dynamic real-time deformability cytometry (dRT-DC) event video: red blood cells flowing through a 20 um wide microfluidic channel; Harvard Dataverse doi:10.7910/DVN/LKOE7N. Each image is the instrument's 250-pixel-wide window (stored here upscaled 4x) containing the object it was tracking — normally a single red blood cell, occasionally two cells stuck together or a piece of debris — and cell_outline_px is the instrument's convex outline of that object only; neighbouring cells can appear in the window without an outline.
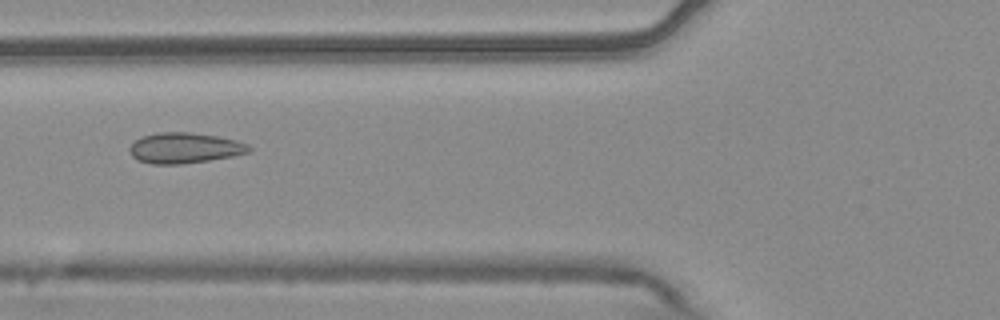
{"species": "common noctule bat (a hibernating species)", "species_latin": "Nyctalus noctula", "temperature_condition": "warm", "stored_images_in_passage": 6, "camera_frame_rate_fps": 3000, "um_per_image_px": 0.085, "animal": {"sex": "male", "body_mass_g": 20.4}, "frame": {"image": 1, "passage_image": 3, "time_ms": 0.667, "image_size_px": [1000, 320], "cell_outline_px": [[252, 152], [232, 156], [208, 160], [180, 164], [152, 164], [140, 160], [132, 156], [128, 148], [136, 140], [144, 136], [156, 132], [192, 132], [216, 136], [236, 140], [248, 144], [252, 148]], "centroid_in_image_um": [15.72, 12.57], "position_along_channel_um": 110.1, "area_um2": 21.21}}
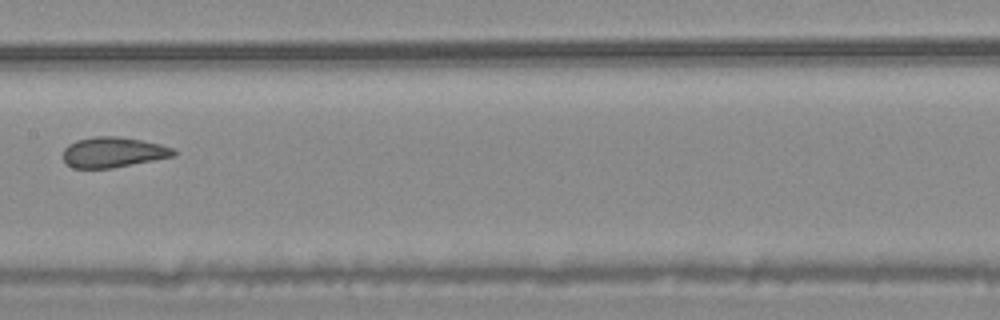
{"frame": {"image": 2, "passage_image": 5, "time_ms": 1.333, "image_size_px": [1000, 320], "cell_outline_px": [[176, 156], [112, 168], [72, 168], [64, 160], [64, 148], [68, 144], [76, 140], [96, 136], [116, 136], [140, 140], [160, 144], [172, 148], [176, 152]], "centroid_in_image_um": [9.62, 12.94], "position_along_channel_um": 197.8, "area_um2": 19.48}}
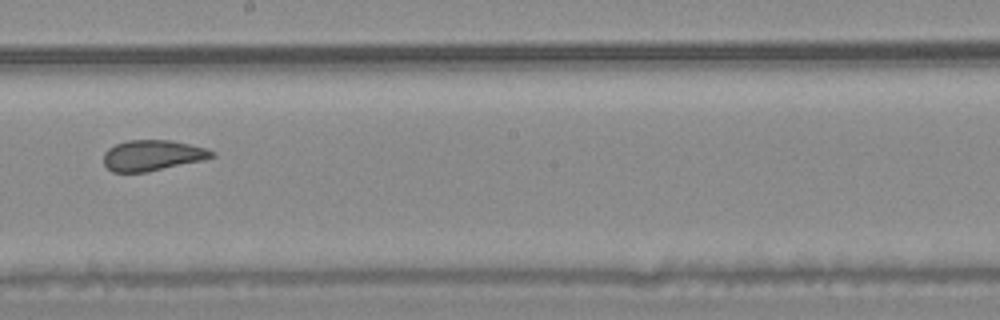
{"frame": {"image": 3, "passage_image": 6, "time_ms": 1.667, "image_size_px": [1000, 320], "cell_outline_px": [[216, 156], [200, 160], [148, 172], [112, 172], [104, 164], [104, 152], [108, 148], [116, 144], [128, 140], [172, 140], [204, 148], [216, 152]], "centroid_in_image_um": [12.93, 13.2], "position_along_channel_um": 235.3, "area_um2": 19.19}}